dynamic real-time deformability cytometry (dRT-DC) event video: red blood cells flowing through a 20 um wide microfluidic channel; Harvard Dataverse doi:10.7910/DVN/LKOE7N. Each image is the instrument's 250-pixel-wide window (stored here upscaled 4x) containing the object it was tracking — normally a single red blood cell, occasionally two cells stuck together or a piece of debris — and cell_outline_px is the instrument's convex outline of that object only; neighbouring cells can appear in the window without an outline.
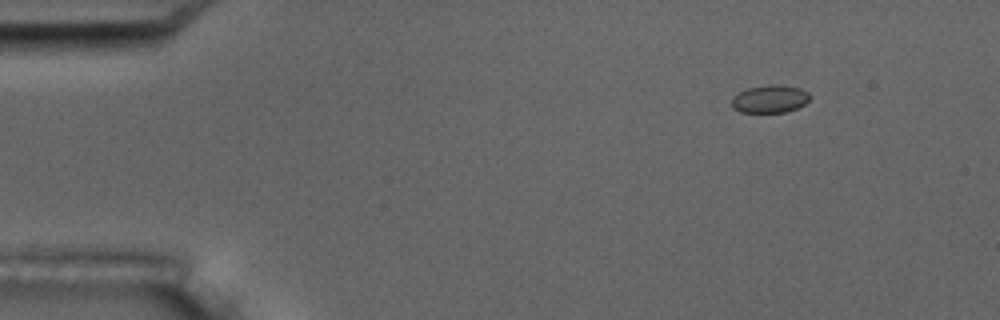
{"species": "common noctule bat (a hibernating species)", "species_latin": "Nyctalus noctula", "temperature_condition": "room temperature", "stored_images_in_passage": 5, "camera_frame_rate_fps": 3000, "um_per_image_px": 0.085, "animal": {"sex": "male", "body_mass_g": 17.5, "forearm_length_mm": 52.3}, "frame": {"image": 1, "passage_image": 3, "time_ms": 2.333, "image_size_px": [1000, 320], "cell_outline_px": [[812, 96], [804, 104], [796, 108], [784, 112], [740, 112], [732, 108], [732, 100], [740, 92], [748, 88], [768, 84], [776, 84], [800, 88], [808, 92]], "centroid_in_image_um": [65.46, 8.4], "position_along_channel_um": 19.5, "area_um2": 12.54}}